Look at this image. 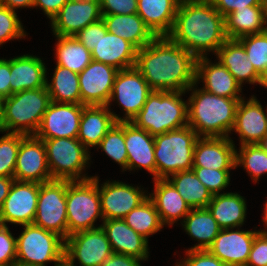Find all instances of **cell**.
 <instances>
[{"label": "cell", "mask_w": 267, "mask_h": 266, "mask_svg": "<svg viewBox=\"0 0 267 266\" xmlns=\"http://www.w3.org/2000/svg\"><path fill=\"white\" fill-rule=\"evenodd\" d=\"M116 122H122L107 105L84 106L77 139L89 150L100 141Z\"/></svg>", "instance_id": "26"}, {"label": "cell", "mask_w": 267, "mask_h": 266, "mask_svg": "<svg viewBox=\"0 0 267 266\" xmlns=\"http://www.w3.org/2000/svg\"><path fill=\"white\" fill-rule=\"evenodd\" d=\"M259 232L222 229L207 250L228 266H246L253 240Z\"/></svg>", "instance_id": "19"}, {"label": "cell", "mask_w": 267, "mask_h": 266, "mask_svg": "<svg viewBox=\"0 0 267 266\" xmlns=\"http://www.w3.org/2000/svg\"><path fill=\"white\" fill-rule=\"evenodd\" d=\"M43 60L32 55H21L10 59L11 95L29 89L46 87V73Z\"/></svg>", "instance_id": "27"}, {"label": "cell", "mask_w": 267, "mask_h": 266, "mask_svg": "<svg viewBox=\"0 0 267 266\" xmlns=\"http://www.w3.org/2000/svg\"><path fill=\"white\" fill-rule=\"evenodd\" d=\"M9 266H33V265L22 263V262L15 260Z\"/></svg>", "instance_id": "60"}, {"label": "cell", "mask_w": 267, "mask_h": 266, "mask_svg": "<svg viewBox=\"0 0 267 266\" xmlns=\"http://www.w3.org/2000/svg\"><path fill=\"white\" fill-rule=\"evenodd\" d=\"M66 212L68 236L95 229L97 218L103 220L98 184L93 180H67Z\"/></svg>", "instance_id": "8"}, {"label": "cell", "mask_w": 267, "mask_h": 266, "mask_svg": "<svg viewBox=\"0 0 267 266\" xmlns=\"http://www.w3.org/2000/svg\"><path fill=\"white\" fill-rule=\"evenodd\" d=\"M155 190L149 194L163 225H173L186 217L191 208L168 179H155Z\"/></svg>", "instance_id": "28"}, {"label": "cell", "mask_w": 267, "mask_h": 266, "mask_svg": "<svg viewBox=\"0 0 267 266\" xmlns=\"http://www.w3.org/2000/svg\"><path fill=\"white\" fill-rule=\"evenodd\" d=\"M67 1L68 0H33V8H41L45 15L52 20Z\"/></svg>", "instance_id": "52"}, {"label": "cell", "mask_w": 267, "mask_h": 266, "mask_svg": "<svg viewBox=\"0 0 267 266\" xmlns=\"http://www.w3.org/2000/svg\"><path fill=\"white\" fill-rule=\"evenodd\" d=\"M67 180L53 179L40 184L37 211L33 224L68 237L66 212Z\"/></svg>", "instance_id": "10"}, {"label": "cell", "mask_w": 267, "mask_h": 266, "mask_svg": "<svg viewBox=\"0 0 267 266\" xmlns=\"http://www.w3.org/2000/svg\"><path fill=\"white\" fill-rule=\"evenodd\" d=\"M237 40L244 46L248 59L261 75L267 65V30L258 34L246 35Z\"/></svg>", "instance_id": "41"}, {"label": "cell", "mask_w": 267, "mask_h": 266, "mask_svg": "<svg viewBox=\"0 0 267 266\" xmlns=\"http://www.w3.org/2000/svg\"><path fill=\"white\" fill-rule=\"evenodd\" d=\"M264 2V6H265V15H266V19H267V0H263Z\"/></svg>", "instance_id": "62"}, {"label": "cell", "mask_w": 267, "mask_h": 266, "mask_svg": "<svg viewBox=\"0 0 267 266\" xmlns=\"http://www.w3.org/2000/svg\"><path fill=\"white\" fill-rule=\"evenodd\" d=\"M246 266H267V232L255 236Z\"/></svg>", "instance_id": "47"}, {"label": "cell", "mask_w": 267, "mask_h": 266, "mask_svg": "<svg viewBox=\"0 0 267 266\" xmlns=\"http://www.w3.org/2000/svg\"><path fill=\"white\" fill-rule=\"evenodd\" d=\"M55 266H75L67 257L63 256Z\"/></svg>", "instance_id": "56"}, {"label": "cell", "mask_w": 267, "mask_h": 266, "mask_svg": "<svg viewBox=\"0 0 267 266\" xmlns=\"http://www.w3.org/2000/svg\"><path fill=\"white\" fill-rule=\"evenodd\" d=\"M92 179L98 184L103 220L123 219L148 198L140 187L119 181H106L99 187L98 176Z\"/></svg>", "instance_id": "13"}, {"label": "cell", "mask_w": 267, "mask_h": 266, "mask_svg": "<svg viewBox=\"0 0 267 266\" xmlns=\"http://www.w3.org/2000/svg\"><path fill=\"white\" fill-rule=\"evenodd\" d=\"M26 135L6 133L0 137V177H13L21 140Z\"/></svg>", "instance_id": "42"}, {"label": "cell", "mask_w": 267, "mask_h": 266, "mask_svg": "<svg viewBox=\"0 0 267 266\" xmlns=\"http://www.w3.org/2000/svg\"><path fill=\"white\" fill-rule=\"evenodd\" d=\"M74 37L91 52L101 37V19L80 30Z\"/></svg>", "instance_id": "50"}, {"label": "cell", "mask_w": 267, "mask_h": 266, "mask_svg": "<svg viewBox=\"0 0 267 266\" xmlns=\"http://www.w3.org/2000/svg\"><path fill=\"white\" fill-rule=\"evenodd\" d=\"M110 242L113 253L148 260V240L129 227L123 219L104 220L100 225Z\"/></svg>", "instance_id": "25"}, {"label": "cell", "mask_w": 267, "mask_h": 266, "mask_svg": "<svg viewBox=\"0 0 267 266\" xmlns=\"http://www.w3.org/2000/svg\"><path fill=\"white\" fill-rule=\"evenodd\" d=\"M175 266H228L208 250H186V259Z\"/></svg>", "instance_id": "46"}, {"label": "cell", "mask_w": 267, "mask_h": 266, "mask_svg": "<svg viewBox=\"0 0 267 266\" xmlns=\"http://www.w3.org/2000/svg\"><path fill=\"white\" fill-rule=\"evenodd\" d=\"M102 20L109 33L130 42L137 50L145 47L156 38L137 13L102 15Z\"/></svg>", "instance_id": "31"}, {"label": "cell", "mask_w": 267, "mask_h": 266, "mask_svg": "<svg viewBox=\"0 0 267 266\" xmlns=\"http://www.w3.org/2000/svg\"><path fill=\"white\" fill-rule=\"evenodd\" d=\"M26 32L16 11L0 3V45L9 40L25 38Z\"/></svg>", "instance_id": "43"}, {"label": "cell", "mask_w": 267, "mask_h": 266, "mask_svg": "<svg viewBox=\"0 0 267 266\" xmlns=\"http://www.w3.org/2000/svg\"><path fill=\"white\" fill-rule=\"evenodd\" d=\"M199 136L189 126L154 136L156 179L192 170L195 143Z\"/></svg>", "instance_id": "6"}, {"label": "cell", "mask_w": 267, "mask_h": 266, "mask_svg": "<svg viewBox=\"0 0 267 266\" xmlns=\"http://www.w3.org/2000/svg\"><path fill=\"white\" fill-rule=\"evenodd\" d=\"M167 178L184 198L191 209L206 208L212 199V194L201 183L193 170L180 171Z\"/></svg>", "instance_id": "37"}, {"label": "cell", "mask_w": 267, "mask_h": 266, "mask_svg": "<svg viewBox=\"0 0 267 266\" xmlns=\"http://www.w3.org/2000/svg\"><path fill=\"white\" fill-rule=\"evenodd\" d=\"M40 184L14 180L0 210V224H32L39 196Z\"/></svg>", "instance_id": "14"}, {"label": "cell", "mask_w": 267, "mask_h": 266, "mask_svg": "<svg viewBox=\"0 0 267 266\" xmlns=\"http://www.w3.org/2000/svg\"><path fill=\"white\" fill-rule=\"evenodd\" d=\"M138 0H100L101 15L137 13Z\"/></svg>", "instance_id": "48"}, {"label": "cell", "mask_w": 267, "mask_h": 266, "mask_svg": "<svg viewBox=\"0 0 267 266\" xmlns=\"http://www.w3.org/2000/svg\"><path fill=\"white\" fill-rule=\"evenodd\" d=\"M4 102H5V98L0 95V126H1V121H2L3 113H4Z\"/></svg>", "instance_id": "58"}, {"label": "cell", "mask_w": 267, "mask_h": 266, "mask_svg": "<svg viewBox=\"0 0 267 266\" xmlns=\"http://www.w3.org/2000/svg\"><path fill=\"white\" fill-rule=\"evenodd\" d=\"M50 103L46 87L24 90L5 98L0 132L35 135Z\"/></svg>", "instance_id": "5"}, {"label": "cell", "mask_w": 267, "mask_h": 266, "mask_svg": "<svg viewBox=\"0 0 267 266\" xmlns=\"http://www.w3.org/2000/svg\"><path fill=\"white\" fill-rule=\"evenodd\" d=\"M236 149L235 165L243 166L256 183L262 174L267 173V151L260 144H246Z\"/></svg>", "instance_id": "39"}, {"label": "cell", "mask_w": 267, "mask_h": 266, "mask_svg": "<svg viewBox=\"0 0 267 266\" xmlns=\"http://www.w3.org/2000/svg\"><path fill=\"white\" fill-rule=\"evenodd\" d=\"M168 37L196 58L216 54L227 40L224 17L209 0H181Z\"/></svg>", "instance_id": "2"}, {"label": "cell", "mask_w": 267, "mask_h": 266, "mask_svg": "<svg viewBox=\"0 0 267 266\" xmlns=\"http://www.w3.org/2000/svg\"><path fill=\"white\" fill-rule=\"evenodd\" d=\"M24 230L16 237V260L33 266L55 264L64 256L65 240L58 234L35 224L23 225Z\"/></svg>", "instance_id": "9"}, {"label": "cell", "mask_w": 267, "mask_h": 266, "mask_svg": "<svg viewBox=\"0 0 267 266\" xmlns=\"http://www.w3.org/2000/svg\"><path fill=\"white\" fill-rule=\"evenodd\" d=\"M100 19V0H68L50 22L54 35L75 36Z\"/></svg>", "instance_id": "17"}, {"label": "cell", "mask_w": 267, "mask_h": 266, "mask_svg": "<svg viewBox=\"0 0 267 266\" xmlns=\"http://www.w3.org/2000/svg\"><path fill=\"white\" fill-rule=\"evenodd\" d=\"M16 260V238L7 225L0 224V266H9Z\"/></svg>", "instance_id": "45"}, {"label": "cell", "mask_w": 267, "mask_h": 266, "mask_svg": "<svg viewBox=\"0 0 267 266\" xmlns=\"http://www.w3.org/2000/svg\"><path fill=\"white\" fill-rule=\"evenodd\" d=\"M10 59H0V95L4 98L11 96Z\"/></svg>", "instance_id": "51"}, {"label": "cell", "mask_w": 267, "mask_h": 266, "mask_svg": "<svg viewBox=\"0 0 267 266\" xmlns=\"http://www.w3.org/2000/svg\"><path fill=\"white\" fill-rule=\"evenodd\" d=\"M181 0H138L137 14L156 37L168 36Z\"/></svg>", "instance_id": "29"}, {"label": "cell", "mask_w": 267, "mask_h": 266, "mask_svg": "<svg viewBox=\"0 0 267 266\" xmlns=\"http://www.w3.org/2000/svg\"><path fill=\"white\" fill-rule=\"evenodd\" d=\"M43 143L52 179L85 181L93 178L82 174L91 158L77 138L45 139Z\"/></svg>", "instance_id": "7"}, {"label": "cell", "mask_w": 267, "mask_h": 266, "mask_svg": "<svg viewBox=\"0 0 267 266\" xmlns=\"http://www.w3.org/2000/svg\"><path fill=\"white\" fill-rule=\"evenodd\" d=\"M56 59L57 65L81 73L92 62L91 52L74 36H57Z\"/></svg>", "instance_id": "36"}, {"label": "cell", "mask_w": 267, "mask_h": 266, "mask_svg": "<svg viewBox=\"0 0 267 266\" xmlns=\"http://www.w3.org/2000/svg\"><path fill=\"white\" fill-rule=\"evenodd\" d=\"M263 216L264 217H263V220L262 221L265 223V226L266 227H264V228L267 230V202L265 203L264 215ZM265 229H263V230L260 229V231L267 232Z\"/></svg>", "instance_id": "59"}, {"label": "cell", "mask_w": 267, "mask_h": 266, "mask_svg": "<svg viewBox=\"0 0 267 266\" xmlns=\"http://www.w3.org/2000/svg\"><path fill=\"white\" fill-rule=\"evenodd\" d=\"M152 92L147 81L134 66L119 70L113 84L112 93L107 106L116 99L119 106L125 111L122 121L131 122L146 102Z\"/></svg>", "instance_id": "11"}, {"label": "cell", "mask_w": 267, "mask_h": 266, "mask_svg": "<svg viewBox=\"0 0 267 266\" xmlns=\"http://www.w3.org/2000/svg\"><path fill=\"white\" fill-rule=\"evenodd\" d=\"M216 56L240 85L243 86L244 82L260 84V74L251 64L244 46L237 39H227L218 49Z\"/></svg>", "instance_id": "30"}, {"label": "cell", "mask_w": 267, "mask_h": 266, "mask_svg": "<svg viewBox=\"0 0 267 266\" xmlns=\"http://www.w3.org/2000/svg\"><path fill=\"white\" fill-rule=\"evenodd\" d=\"M216 10L225 17L236 9H243L246 6L264 5L263 0H209Z\"/></svg>", "instance_id": "49"}, {"label": "cell", "mask_w": 267, "mask_h": 266, "mask_svg": "<svg viewBox=\"0 0 267 266\" xmlns=\"http://www.w3.org/2000/svg\"><path fill=\"white\" fill-rule=\"evenodd\" d=\"M51 80L49 82L46 79V88L51 101L81 104L78 73L56 64Z\"/></svg>", "instance_id": "35"}, {"label": "cell", "mask_w": 267, "mask_h": 266, "mask_svg": "<svg viewBox=\"0 0 267 266\" xmlns=\"http://www.w3.org/2000/svg\"><path fill=\"white\" fill-rule=\"evenodd\" d=\"M260 145L267 151V136L263 139Z\"/></svg>", "instance_id": "61"}, {"label": "cell", "mask_w": 267, "mask_h": 266, "mask_svg": "<svg viewBox=\"0 0 267 266\" xmlns=\"http://www.w3.org/2000/svg\"><path fill=\"white\" fill-rule=\"evenodd\" d=\"M195 85L187 89L192 91L188 98V125L199 137H229L243 98L213 95L202 88L196 89Z\"/></svg>", "instance_id": "3"}, {"label": "cell", "mask_w": 267, "mask_h": 266, "mask_svg": "<svg viewBox=\"0 0 267 266\" xmlns=\"http://www.w3.org/2000/svg\"><path fill=\"white\" fill-rule=\"evenodd\" d=\"M0 3L12 11L17 8H33V0H0Z\"/></svg>", "instance_id": "55"}, {"label": "cell", "mask_w": 267, "mask_h": 266, "mask_svg": "<svg viewBox=\"0 0 267 266\" xmlns=\"http://www.w3.org/2000/svg\"><path fill=\"white\" fill-rule=\"evenodd\" d=\"M113 253L101 226L74 233L65 239L64 256L80 266H101Z\"/></svg>", "instance_id": "12"}, {"label": "cell", "mask_w": 267, "mask_h": 266, "mask_svg": "<svg viewBox=\"0 0 267 266\" xmlns=\"http://www.w3.org/2000/svg\"><path fill=\"white\" fill-rule=\"evenodd\" d=\"M124 140L128 154L127 170L144 168L156 179L154 136L132 122H124Z\"/></svg>", "instance_id": "24"}, {"label": "cell", "mask_w": 267, "mask_h": 266, "mask_svg": "<svg viewBox=\"0 0 267 266\" xmlns=\"http://www.w3.org/2000/svg\"><path fill=\"white\" fill-rule=\"evenodd\" d=\"M84 106L51 101L34 136L40 140L77 138Z\"/></svg>", "instance_id": "15"}, {"label": "cell", "mask_w": 267, "mask_h": 266, "mask_svg": "<svg viewBox=\"0 0 267 266\" xmlns=\"http://www.w3.org/2000/svg\"><path fill=\"white\" fill-rule=\"evenodd\" d=\"M181 91H152L143 108L131 121L136 127L156 136L188 125V101Z\"/></svg>", "instance_id": "4"}, {"label": "cell", "mask_w": 267, "mask_h": 266, "mask_svg": "<svg viewBox=\"0 0 267 266\" xmlns=\"http://www.w3.org/2000/svg\"><path fill=\"white\" fill-rule=\"evenodd\" d=\"M202 80L205 91L213 95L227 98H243L240 96L242 86L235 80L233 75L219 61L210 62L206 57L196 60L195 81Z\"/></svg>", "instance_id": "23"}, {"label": "cell", "mask_w": 267, "mask_h": 266, "mask_svg": "<svg viewBox=\"0 0 267 266\" xmlns=\"http://www.w3.org/2000/svg\"><path fill=\"white\" fill-rule=\"evenodd\" d=\"M232 131L238 133L240 146L260 144L267 136L266 113L254 95L247 102L240 100Z\"/></svg>", "instance_id": "21"}, {"label": "cell", "mask_w": 267, "mask_h": 266, "mask_svg": "<svg viewBox=\"0 0 267 266\" xmlns=\"http://www.w3.org/2000/svg\"><path fill=\"white\" fill-rule=\"evenodd\" d=\"M206 208L221 229L241 227L246 219V201L238 193L223 192L213 195Z\"/></svg>", "instance_id": "33"}, {"label": "cell", "mask_w": 267, "mask_h": 266, "mask_svg": "<svg viewBox=\"0 0 267 266\" xmlns=\"http://www.w3.org/2000/svg\"><path fill=\"white\" fill-rule=\"evenodd\" d=\"M193 172L203 185L213 195L228 187L230 183V170H216L203 167H192Z\"/></svg>", "instance_id": "44"}, {"label": "cell", "mask_w": 267, "mask_h": 266, "mask_svg": "<svg viewBox=\"0 0 267 266\" xmlns=\"http://www.w3.org/2000/svg\"><path fill=\"white\" fill-rule=\"evenodd\" d=\"M97 147L122 166L123 171L127 170L128 154L124 140V121L116 122Z\"/></svg>", "instance_id": "40"}, {"label": "cell", "mask_w": 267, "mask_h": 266, "mask_svg": "<svg viewBox=\"0 0 267 266\" xmlns=\"http://www.w3.org/2000/svg\"><path fill=\"white\" fill-rule=\"evenodd\" d=\"M14 180V177H0V210L9 194V190Z\"/></svg>", "instance_id": "54"}, {"label": "cell", "mask_w": 267, "mask_h": 266, "mask_svg": "<svg viewBox=\"0 0 267 266\" xmlns=\"http://www.w3.org/2000/svg\"><path fill=\"white\" fill-rule=\"evenodd\" d=\"M140 259L123 254L112 253L101 266H141Z\"/></svg>", "instance_id": "53"}, {"label": "cell", "mask_w": 267, "mask_h": 266, "mask_svg": "<svg viewBox=\"0 0 267 266\" xmlns=\"http://www.w3.org/2000/svg\"><path fill=\"white\" fill-rule=\"evenodd\" d=\"M260 86L267 88V65L264 72L260 75Z\"/></svg>", "instance_id": "57"}, {"label": "cell", "mask_w": 267, "mask_h": 266, "mask_svg": "<svg viewBox=\"0 0 267 266\" xmlns=\"http://www.w3.org/2000/svg\"><path fill=\"white\" fill-rule=\"evenodd\" d=\"M123 220L147 240L149 235L157 233L164 227L155 204L149 197L138 207L131 210Z\"/></svg>", "instance_id": "38"}, {"label": "cell", "mask_w": 267, "mask_h": 266, "mask_svg": "<svg viewBox=\"0 0 267 266\" xmlns=\"http://www.w3.org/2000/svg\"><path fill=\"white\" fill-rule=\"evenodd\" d=\"M118 69L93 61L87 65L79 77L81 104L107 105Z\"/></svg>", "instance_id": "18"}, {"label": "cell", "mask_w": 267, "mask_h": 266, "mask_svg": "<svg viewBox=\"0 0 267 266\" xmlns=\"http://www.w3.org/2000/svg\"><path fill=\"white\" fill-rule=\"evenodd\" d=\"M227 39H239L246 35L258 34L267 30L265 6H246L236 9L224 17Z\"/></svg>", "instance_id": "32"}, {"label": "cell", "mask_w": 267, "mask_h": 266, "mask_svg": "<svg viewBox=\"0 0 267 266\" xmlns=\"http://www.w3.org/2000/svg\"><path fill=\"white\" fill-rule=\"evenodd\" d=\"M197 58L168 36L137 50L135 67L152 91H181L196 83Z\"/></svg>", "instance_id": "1"}, {"label": "cell", "mask_w": 267, "mask_h": 266, "mask_svg": "<svg viewBox=\"0 0 267 266\" xmlns=\"http://www.w3.org/2000/svg\"><path fill=\"white\" fill-rule=\"evenodd\" d=\"M91 54L93 61L122 70L135 66L137 49L125 39L109 33L101 19V37Z\"/></svg>", "instance_id": "22"}, {"label": "cell", "mask_w": 267, "mask_h": 266, "mask_svg": "<svg viewBox=\"0 0 267 266\" xmlns=\"http://www.w3.org/2000/svg\"><path fill=\"white\" fill-rule=\"evenodd\" d=\"M236 149L230 137H199L195 143L193 167L216 170L236 168Z\"/></svg>", "instance_id": "20"}, {"label": "cell", "mask_w": 267, "mask_h": 266, "mask_svg": "<svg viewBox=\"0 0 267 266\" xmlns=\"http://www.w3.org/2000/svg\"><path fill=\"white\" fill-rule=\"evenodd\" d=\"M13 177L16 181L39 184L53 180L43 140L34 135H27L21 140Z\"/></svg>", "instance_id": "16"}, {"label": "cell", "mask_w": 267, "mask_h": 266, "mask_svg": "<svg viewBox=\"0 0 267 266\" xmlns=\"http://www.w3.org/2000/svg\"><path fill=\"white\" fill-rule=\"evenodd\" d=\"M181 224L185 232L198 241L189 250H207L222 230L207 208L191 209Z\"/></svg>", "instance_id": "34"}]
</instances>
